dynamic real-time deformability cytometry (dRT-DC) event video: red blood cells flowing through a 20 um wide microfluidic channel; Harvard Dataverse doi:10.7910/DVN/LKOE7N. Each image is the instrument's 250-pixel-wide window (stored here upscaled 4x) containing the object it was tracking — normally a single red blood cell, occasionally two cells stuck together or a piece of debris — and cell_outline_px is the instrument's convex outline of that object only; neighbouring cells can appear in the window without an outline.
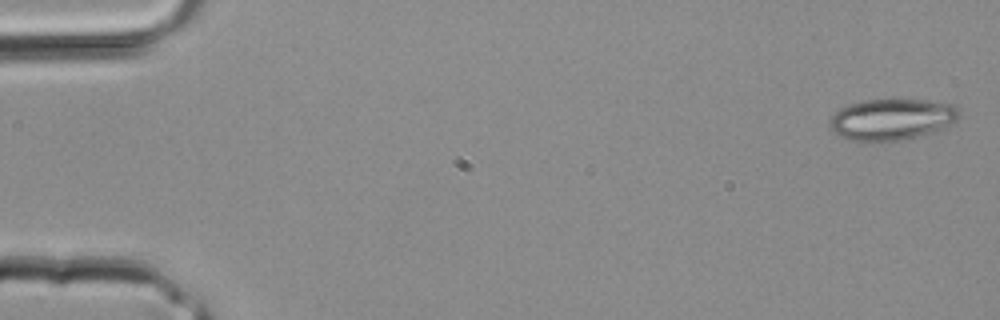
{"species": "common noctule bat (a hibernating species)", "species_latin": "Nyctalus noctula", "temperature_condition": "room temperature", "stored_images_in_passage": 3, "camera_frame_rate_fps": 3000, "um_per_image_px": 0.085, "animal": {"sex": "male", "body_mass_g": 20.4}, "frame": {"image": 1, "passage_image": 1, "time_ms": 0.0, "image_size_px": [1000, 320], "cell_outline_px": [[960, 116], [956, 120], [940, 128], [916, 136], [884, 144], [852, 140], [840, 136], [828, 124], [828, 120], [840, 108], [848, 104], [868, 100], [928, 100], [952, 104], [960, 108]], "centroid_in_image_um": [75.77, 10.16], "position_along_channel_um": 9.2, "area_um2": 31.15}}